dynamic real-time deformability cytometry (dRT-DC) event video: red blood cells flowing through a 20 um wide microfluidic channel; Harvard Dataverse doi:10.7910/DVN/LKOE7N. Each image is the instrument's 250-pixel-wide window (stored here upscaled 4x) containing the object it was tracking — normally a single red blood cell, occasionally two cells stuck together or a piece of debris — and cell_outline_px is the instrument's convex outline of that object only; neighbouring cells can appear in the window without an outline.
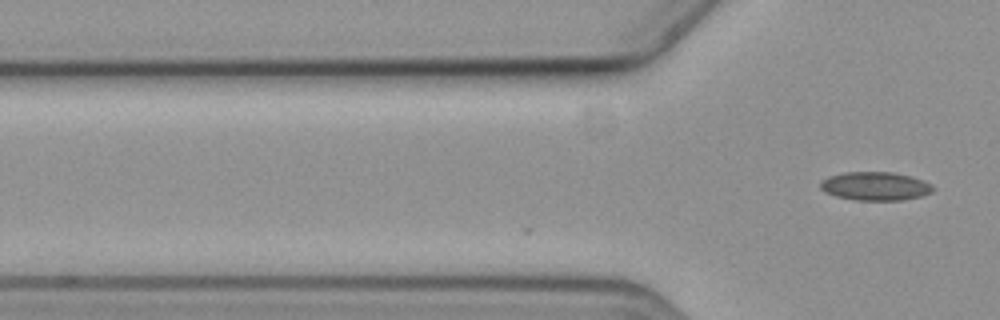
{"species": "common noctule bat (a hibernating species)", "species_latin": "Nyctalus noctula", "temperature_condition": "cold", "stored_images_in_passage": 2, "camera_frame_rate_fps": 3000, "um_per_image_px": 0.085, "animal": {"sex": "female", "body_mass_g": 19.3, "forearm_length_mm": 54.1}, "frame": {"image": 1, "passage_image": 2, "time_ms": 0.333, "image_size_px": [1000, 320], "cell_outline_px": [[932, 192], [920, 196], [900, 200], [856, 200], [836, 196], [824, 192], [820, 188], [820, 180], [828, 176], [844, 172], [892, 172], [912, 176], [924, 180], [932, 184]], "centroid_in_image_um": [74.37, 15.81], "position_along_channel_um": 51.4, "area_um2": 18.79}}